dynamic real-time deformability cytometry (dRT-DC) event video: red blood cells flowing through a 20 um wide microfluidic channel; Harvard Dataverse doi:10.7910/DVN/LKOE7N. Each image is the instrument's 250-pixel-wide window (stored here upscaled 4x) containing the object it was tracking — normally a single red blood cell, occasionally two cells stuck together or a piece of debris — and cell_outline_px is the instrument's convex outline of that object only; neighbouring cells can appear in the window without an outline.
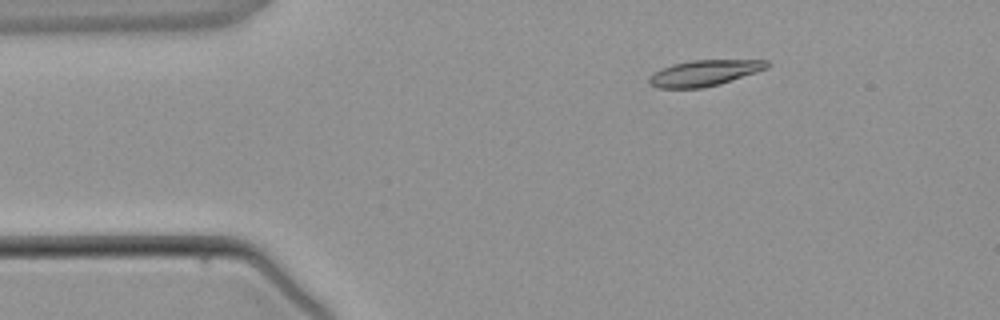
{"species": "common noctule bat (a hibernating species)", "species_latin": "Nyctalus noctula", "temperature_condition": "warm", "stored_images_in_passage": 2, "camera_frame_rate_fps": 3000, "um_per_image_px": 0.085, "animal": {"sex": "male", "body_mass_g": 21.5, "forearm_length_mm": 52.0}, "frame": {"image": 1, "passage_image": 1, "time_ms": 0.0, "image_size_px": [1000, 320], "cell_outline_px": [[772, 64], [768, 68], [720, 84], [704, 88], [660, 88], [648, 84], [648, 80], [656, 72], [672, 64], [692, 60], [768, 60]], "centroid_in_image_um": [59.92, 6.2], "position_along_channel_um": 25.1, "area_um2": 17.69}}